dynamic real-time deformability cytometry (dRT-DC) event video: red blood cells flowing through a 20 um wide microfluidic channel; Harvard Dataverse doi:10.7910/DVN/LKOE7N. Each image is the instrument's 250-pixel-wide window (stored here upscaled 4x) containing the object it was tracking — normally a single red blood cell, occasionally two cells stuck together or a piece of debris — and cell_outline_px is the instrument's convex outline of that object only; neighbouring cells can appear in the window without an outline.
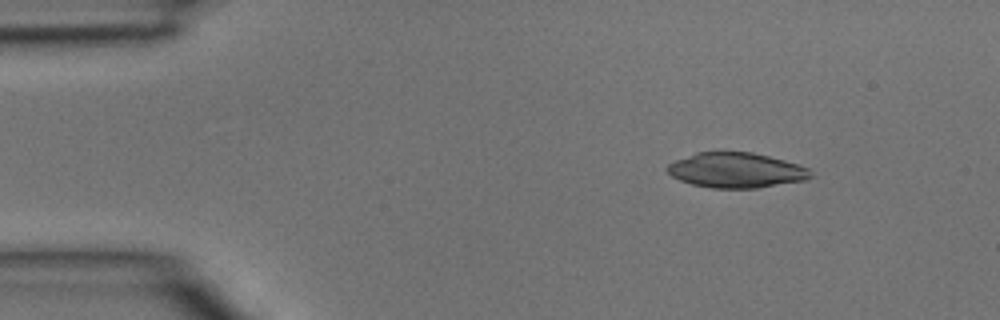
{"species": "common noctule bat (a hibernating species)", "species_latin": "Nyctalus noctula", "temperature_condition": "room temperature", "stored_images_in_passage": 3, "camera_frame_rate_fps": 3000, "um_per_image_px": 0.085, "animal": {"sex": "male", "body_mass_g": 15.6}, "frame": {"image": 1, "passage_image": 2, "time_ms": 0.333, "image_size_px": [1000, 320], "cell_outline_px": [[812, 176], [804, 180], [756, 188], [712, 188], [692, 184], [680, 180], [672, 176], [664, 168], [668, 164], [676, 160], [696, 152], [752, 152], [784, 160], [808, 168]], "centroid_in_image_um": [62.53, 14.47], "position_along_channel_um": 22.5, "area_um2": 29.07}}